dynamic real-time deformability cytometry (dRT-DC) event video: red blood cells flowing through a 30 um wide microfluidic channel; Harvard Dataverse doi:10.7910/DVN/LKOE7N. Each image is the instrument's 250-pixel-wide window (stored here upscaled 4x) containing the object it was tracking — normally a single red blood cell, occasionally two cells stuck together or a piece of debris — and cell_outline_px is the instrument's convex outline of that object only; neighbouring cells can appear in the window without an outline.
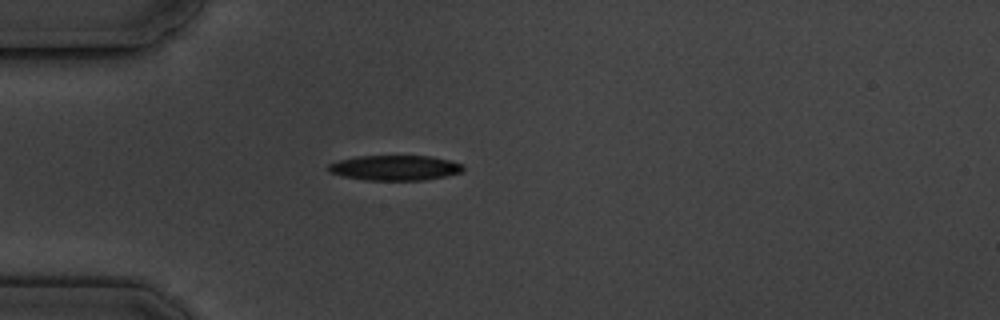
{"species": "common noctule bat (a hibernating species)", "species_latin": "Nyctalus noctula", "temperature_condition": "cold", "stored_images_in_passage": 7, "camera_frame_rate_fps": 3000, "um_per_image_px": 0.085, "animal": {"sex": "male", "body_mass_g": 19.5, "forearm_length_mm": 54.6}, "frame": {"image": 1, "passage_image": 4, "time_ms": 3.667, "image_size_px": [1000, 320], "cell_outline_px": [[464, 168], [460, 172], [444, 176], [424, 180], [364, 180], [344, 176], [332, 172], [328, 168], [328, 164], [340, 160], [356, 156], [432, 156], [464, 164]], "centroid_in_image_um": [33.59, 14.26], "position_along_channel_um": 51.4, "area_um2": 19.54}}